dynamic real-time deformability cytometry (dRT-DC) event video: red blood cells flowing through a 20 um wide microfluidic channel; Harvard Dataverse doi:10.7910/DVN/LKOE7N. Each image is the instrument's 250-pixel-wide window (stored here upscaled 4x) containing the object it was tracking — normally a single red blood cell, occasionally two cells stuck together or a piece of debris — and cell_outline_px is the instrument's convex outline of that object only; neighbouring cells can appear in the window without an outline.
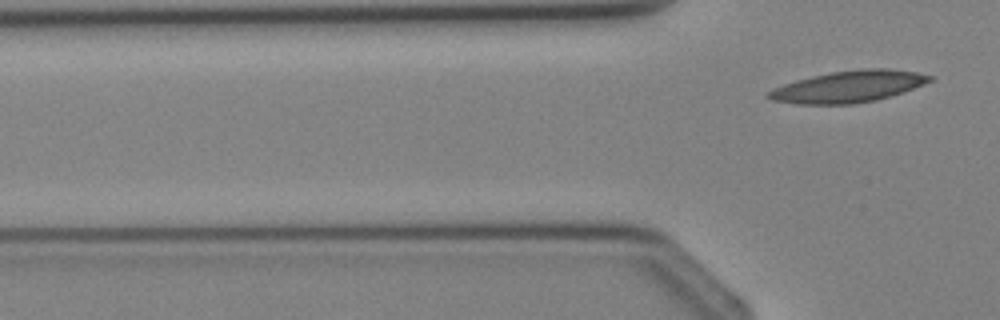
{"species": "Egyptian fruit bat (a non-hibernating species)", "species_latin": "Rousettus aegyptiacus", "temperature_condition": "cold", "stored_images_in_passage": 4, "camera_frame_rate_fps": 3000, "um_per_image_px": 0.085, "animal": {"sex": "female"}, "frame": {"image": 1, "passage_image": 4, "time_ms": 4.333, "image_size_px": [1000, 320], "cell_outline_px": [[932, 80], [924, 84], [892, 96], [876, 100], [852, 104], [796, 104], [772, 100], [764, 96], [772, 88], [796, 80], [812, 76], [832, 72], [860, 68], [888, 68], [916, 72], [932, 76]], "centroid_in_image_um": [72.1, 7.36], "position_along_channel_um": 53.7, "area_um2": 29.77}}